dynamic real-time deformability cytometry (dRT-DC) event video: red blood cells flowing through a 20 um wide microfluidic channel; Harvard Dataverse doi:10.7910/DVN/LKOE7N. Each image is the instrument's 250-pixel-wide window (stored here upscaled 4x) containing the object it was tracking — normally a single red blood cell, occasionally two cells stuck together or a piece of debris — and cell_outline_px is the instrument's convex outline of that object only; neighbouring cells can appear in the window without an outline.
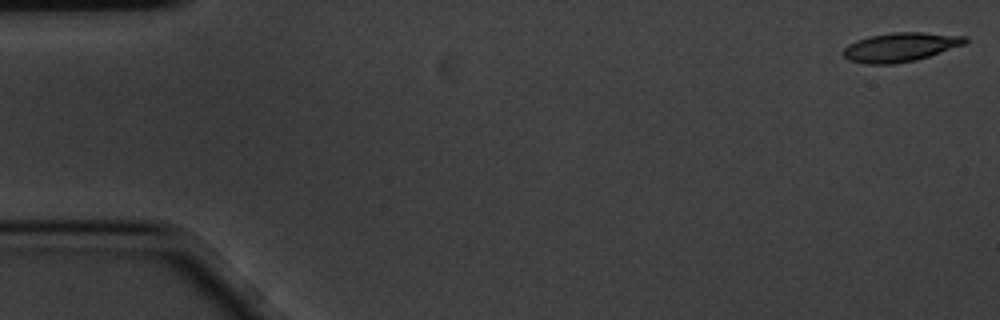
{"species": "common noctule bat (a hibernating species)", "species_latin": "Nyctalus noctula", "temperature_condition": "cold", "stored_images_in_passage": 11, "camera_frame_rate_fps": 3000, "um_per_image_px": 0.085, "animal": {"sex": "male", "body_mass_g": 20.1, "forearm_length_mm": 53.5}, "frame": {"image": 1, "passage_image": 1, "time_ms": 0.0, "image_size_px": [1000, 320], "cell_outline_px": [[968, 40], [964, 44], [916, 60], [892, 64], [864, 64], [848, 60], [844, 56], [844, 48], [848, 44], [856, 40], [868, 36], [892, 32], [924, 32], [968, 36]], "centroid_in_image_um": [76.51, 3.99], "position_along_channel_um": 8.5, "area_um2": 20.63}}
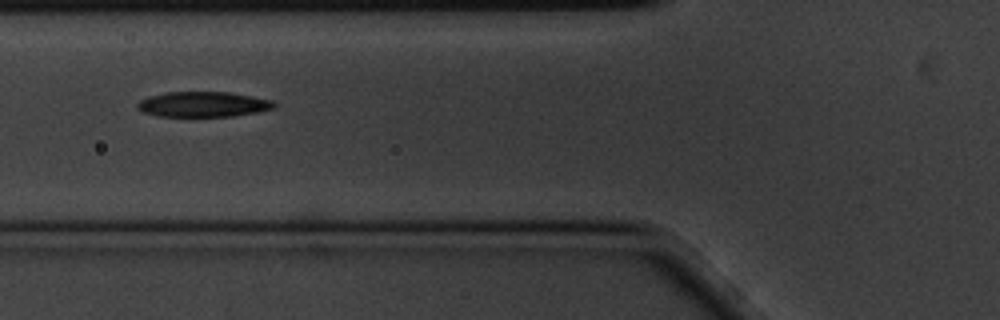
{"frame": {"image": 2, "passage_image": 6, "time_ms": 1.667, "image_size_px": [1000, 320], "cell_outline_px": [[276, 108], [256, 112], [232, 116], [156, 116], [144, 112], [136, 108], [136, 104], [140, 100], [148, 96], [164, 92], [228, 92], [252, 96], [272, 100], [276, 104]], "centroid_in_image_um": [17.24, 8.86], "position_along_channel_um": 108.6, "area_um2": 20.17}}
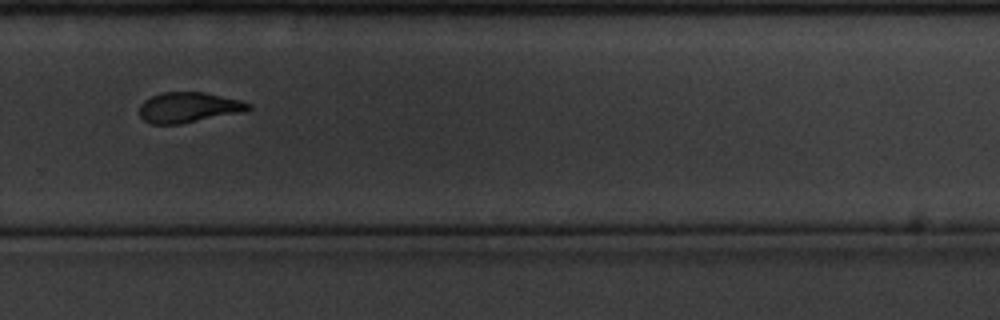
{"frame": {"image": 3, "passage_image": 11, "time_ms": 3.333, "image_size_px": [1000, 320], "cell_outline_px": [[252, 108], [244, 112], [180, 124], [148, 124], [140, 116], [140, 104], [144, 100], [152, 96], [164, 92], [204, 92], [240, 100], [252, 104]], "centroid_in_image_um": [16.04, 9.14], "position_along_channel_um": 313.8, "area_um2": 19.36}}